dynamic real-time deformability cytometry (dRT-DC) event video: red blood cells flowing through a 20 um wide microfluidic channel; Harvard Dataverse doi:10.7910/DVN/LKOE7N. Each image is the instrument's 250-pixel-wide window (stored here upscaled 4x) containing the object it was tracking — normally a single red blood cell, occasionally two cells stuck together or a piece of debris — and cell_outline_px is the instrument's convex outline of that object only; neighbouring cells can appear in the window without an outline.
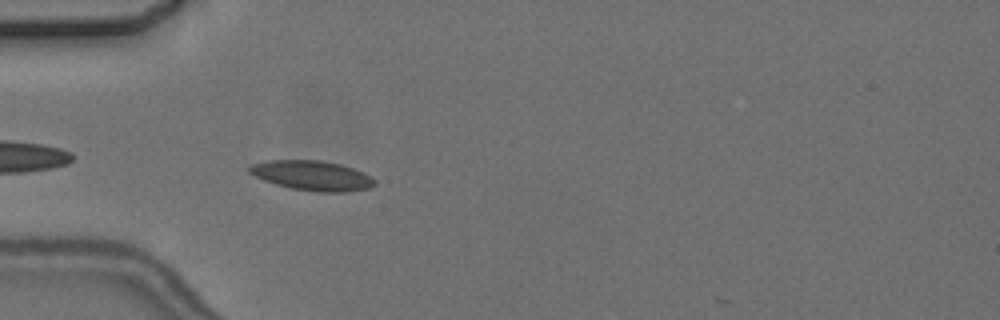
{"species": "common noctule bat (a hibernating species)", "species_latin": "Nyctalus noctula", "temperature_condition": "cold", "stored_images_in_passage": 5, "camera_frame_rate_fps": 3000, "um_per_image_px": 0.085, "animal": {"sex": "female", "body_mass_g": 24.6, "forearm_length_mm": 56.2}, "frame": {"image": 1, "passage_image": 5, "time_ms": 4.667, "image_size_px": [1000, 320], "cell_outline_px": [[376, 184], [368, 188], [348, 192], [316, 192], [292, 188], [276, 184], [264, 180], [248, 172], [248, 168], [252, 164], [268, 160], [320, 160], [340, 164], [364, 172], [376, 180]], "centroid_in_image_um": [26.55, 14.92], "position_along_channel_um": 58.4, "area_um2": 21.73}}